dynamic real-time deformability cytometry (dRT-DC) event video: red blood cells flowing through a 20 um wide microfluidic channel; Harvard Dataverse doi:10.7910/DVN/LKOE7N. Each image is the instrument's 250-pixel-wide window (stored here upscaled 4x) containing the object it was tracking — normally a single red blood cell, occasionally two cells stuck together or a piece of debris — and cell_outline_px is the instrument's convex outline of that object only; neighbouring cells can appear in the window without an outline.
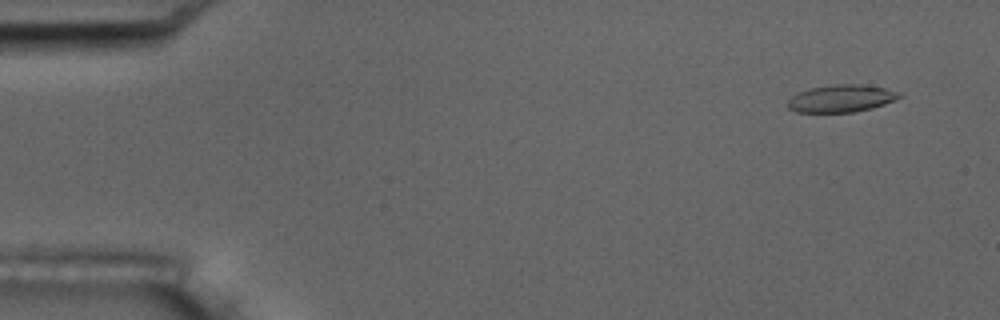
{"species": "common noctule bat (a hibernating species)", "species_latin": "Nyctalus noctula", "temperature_condition": "room temperature", "stored_images_in_passage": 10, "camera_frame_rate_fps": 3000, "um_per_image_px": 0.085, "animal": {"sex": "male", "body_mass_g": 17.5, "forearm_length_mm": 52.3}, "frame": {"image": 1, "passage_image": 2, "time_ms": 1.0, "image_size_px": [1000, 320], "cell_outline_px": [[904, 96], [896, 100], [872, 108], [852, 112], [796, 112], [788, 108], [788, 100], [796, 92], [808, 88], [832, 84], [860, 84], [884, 88], [900, 92]], "centroid_in_image_um": [71.5, 8.36], "position_along_channel_um": 13.5, "area_um2": 17.98}}
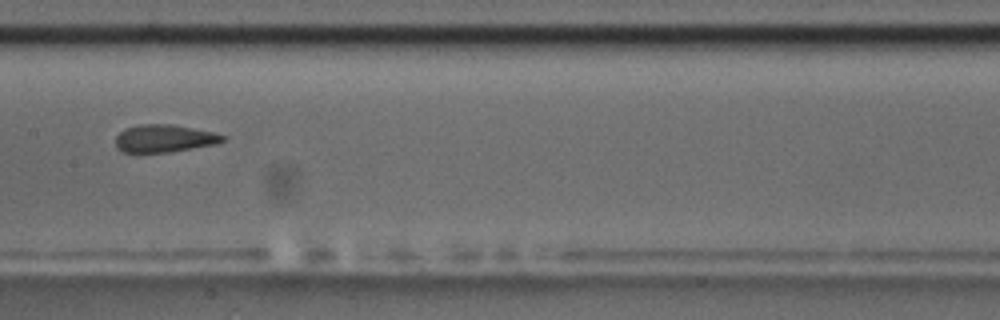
{"frame": {"image": 2, "passage_image": 9, "time_ms": 9.0, "image_size_px": [1000, 320], "cell_outline_px": [[228, 136], [224, 140], [216, 144], [172, 152], [124, 152], [116, 148], [116, 136], [124, 128], [140, 124], [172, 124], [212, 132]], "centroid_in_image_um": [13.96, 11.76], "position_along_channel_um": 193.4, "area_um2": 17.28}}
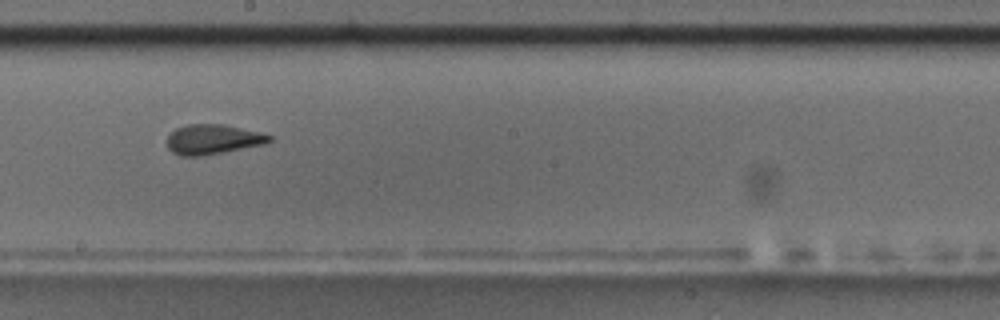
{"frame": {"image": 3, "passage_image": 10, "time_ms": 10.0, "image_size_px": [1000, 320], "cell_outline_px": [[272, 140], [264, 144], [204, 156], [180, 156], [172, 152], [168, 148], [168, 136], [176, 128], [188, 124], [224, 124], [260, 132], [272, 136]], "centroid_in_image_um": [18.09, 11.85], "position_along_channel_um": 230.1, "area_um2": 17.8}}